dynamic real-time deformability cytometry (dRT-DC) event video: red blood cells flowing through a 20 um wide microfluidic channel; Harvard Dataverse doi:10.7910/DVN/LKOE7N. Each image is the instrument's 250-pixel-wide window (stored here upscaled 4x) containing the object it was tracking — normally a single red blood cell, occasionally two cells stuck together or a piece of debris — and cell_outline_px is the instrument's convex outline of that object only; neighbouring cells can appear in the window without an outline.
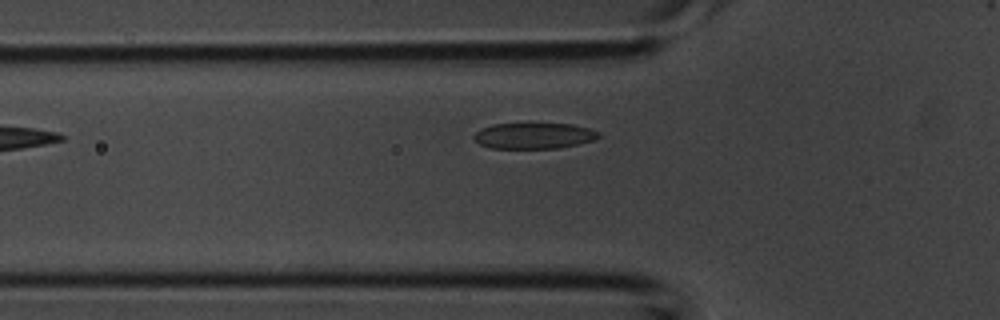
{"species": "common noctule bat (a hibernating species)", "species_latin": "Nyctalus noctula", "temperature_condition": "room temperature", "stored_images_in_passage": 28, "camera_frame_rate_fps": 3000, "um_per_image_px": 0.085, "animal": {"sex": "male", "body_mass_g": 20.1, "forearm_length_mm": 53.5}, "frame": {"image": 1, "passage_image": 2, "time_ms": 0.333, "image_size_px": [1000, 320], "cell_outline_px": [[600, 136], [592, 140], [580, 144], [560, 148], [488, 148], [480, 144], [472, 136], [480, 128], [492, 124], [572, 124], [588, 128], [600, 132]], "centroid_in_image_um": [45.37, 11.54], "position_along_channel_um": 80.4, "area_um2": 18.84}}
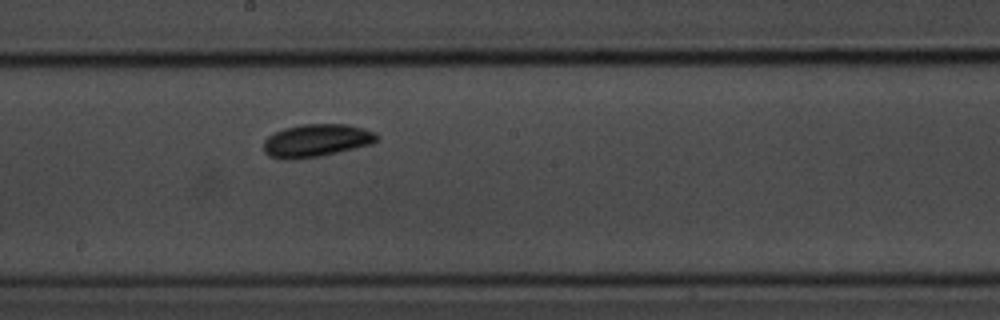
{"frame": {"image": 2, "passage_image": 11, "time_ms": 3.333, "image_size_px": [1000, 320], "cell_outline_px": [[380, 140], [372, 144], [320, 156], [296, 160], [284, 160], [268, 156], [264, 152], [264, 140], [268, 136], [284, 128], [300, 124], [348, 124], [364, 128], [376, 132], [380, 136]], "centroid_in_image_um": [26.92, 11.95], "position_along_channel_um": 221.3, "area_um2": 22.02}}
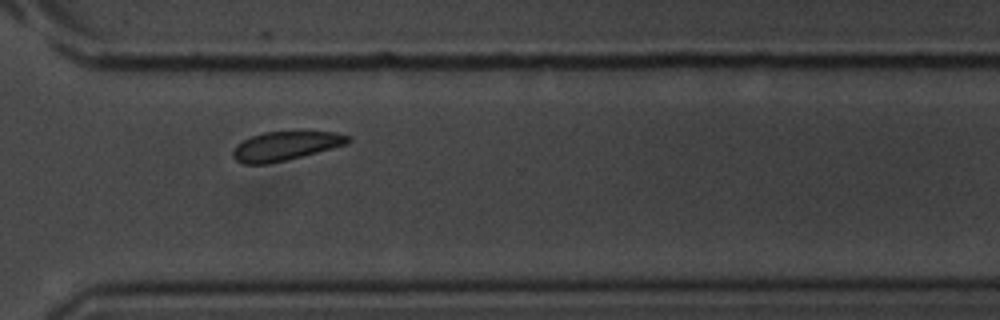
{"frame": {"image": 3, "passage_image": 19, "time_ms": 6.0, "image_size_px": [1000, 320], "cell_outline_px": [[352, 140], [348, 144], [268, 164], [244, 164], [236, 160], [232, 156], [232, 152], [236, 144], [252, 136], [264, 132], [336, 132], [352, 136]], "centroid_in_image_um": [24.27, 12.4], "position_along_channel_um": 346.3, "area_um2": 19.25}}